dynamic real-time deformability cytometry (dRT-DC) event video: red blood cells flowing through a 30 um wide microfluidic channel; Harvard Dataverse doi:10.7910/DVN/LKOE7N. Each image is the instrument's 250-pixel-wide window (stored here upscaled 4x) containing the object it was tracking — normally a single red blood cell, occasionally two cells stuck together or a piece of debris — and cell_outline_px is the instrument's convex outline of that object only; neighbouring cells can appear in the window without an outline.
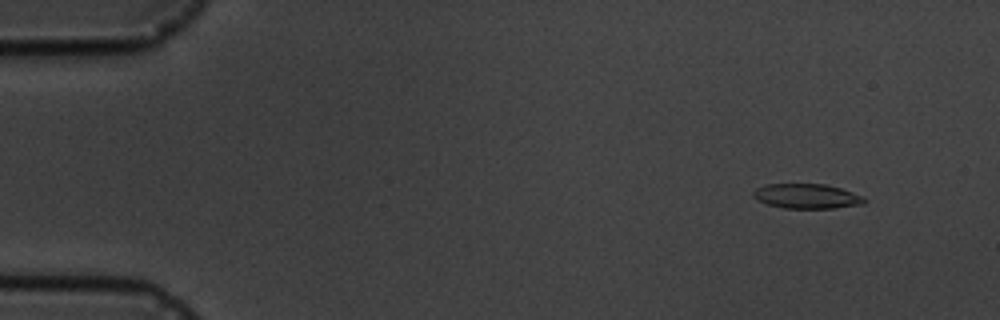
{"species": "common noctule bat (a hibernating species)", "species_latin": "Nyctalus noctula", "temperature_condition": "cold", "stored_images_in_passage": 6, "camera_frame_rate_fps": 3000, "um_per_image_px": 0.085, "animal": {"sex": "male", "body_mass_g": 19.5, "forearm_length_mm": 54.6}, "frame": {"image": 1, "passage_image": 1, "time_ms": 0.0, "image_size_px": [1000, 320], "cell_outline_px": [[864, 204], [832, 208], [784, 208], [768, 204], [756, 200], [752, 196], [752, 192], [756, 188], [764, 184], [824, 184], [840, 188], [864, 196]], "centroid_in_image_um": [68.53, 16.67], "position_along_channel_um": 16.5, "area_um2": 16.01}}
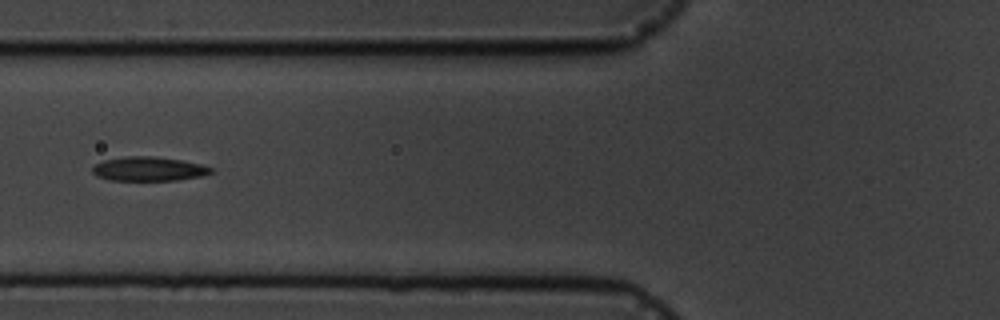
{"frame": {"image": 2, "passage_image": 5, "time_ms": 5.667, "image_size_px": [1000, 320], "cell_outline_px": [[216, 172], [204, 176], [180, 180], [108, 180], [96, 176], [92, 172], [92, 168], [96, 164], [104, 160], [124, 156], [156, 156], [204, 164], [212, 168]], "centroid_in_image_um": [12.7, 14.36], "position_along_channel_um": 113.1, "area_um2": 16.99}}
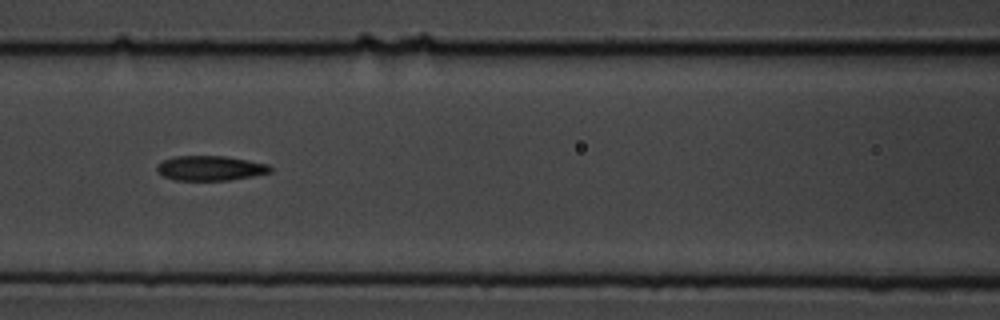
{"frame": {"image": 3, "passage_image": 6, "time_ms": 6.667, "image_size_px": [1000, 320], "cell_outline_px": [[272, 172], [252, 176], [228, 180], [176, 180], [164, 176], [156, 168], [164, 160], [176, 156], [224, 156], [248, 160], [268, 164], [272, 168]], "centroid_in_image_um": [17.92, 14.29], "position_along_channel_um": 148.7, "area_um2": 16.13}}